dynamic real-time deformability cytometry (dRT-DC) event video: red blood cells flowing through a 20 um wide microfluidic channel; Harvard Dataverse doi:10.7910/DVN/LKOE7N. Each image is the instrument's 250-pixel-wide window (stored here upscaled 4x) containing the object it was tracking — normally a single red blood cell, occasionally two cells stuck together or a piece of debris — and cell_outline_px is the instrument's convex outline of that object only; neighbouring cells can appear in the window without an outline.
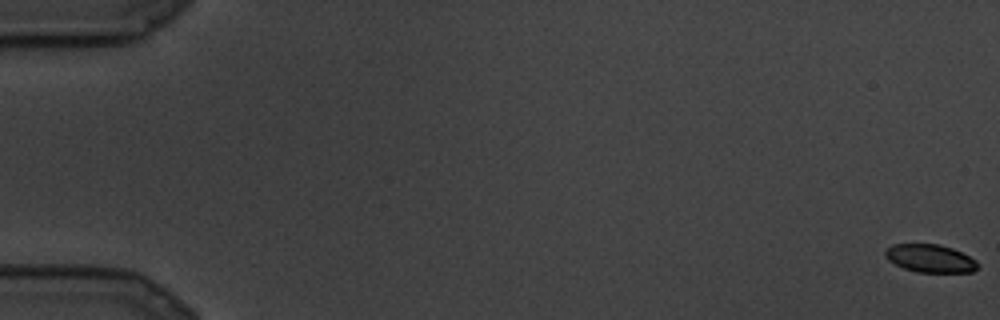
{"species": "common noctule bat (a hibernating species)", "species_latin": "Nyctalus noctula", "temperature_condition": "cold", "stored_images_in_passage": 11, "camera_frame_rate_fps": 3000, "um_per_image_px": 0.085, "animal": {"sex": "male", "body_mass_g": 19.5, "forearm_length_mm": 54.6}, "frame": {"image": 1, "passage_image": 1, "time_ms": 0.0, "image_size_px": [1000, 320], "cell_outline_px": [[980, 268], [972, 272], [916, 272], [904, 268], [888, 260], [884, 256], [884, 252], [892, 244], [940, 244], [952, 248], [976, 260], [980, 264]], "centroid_in_image_um": [79.09, 21.97], "position_along_channel_um": 5.9, "area_um2": 15.14}}
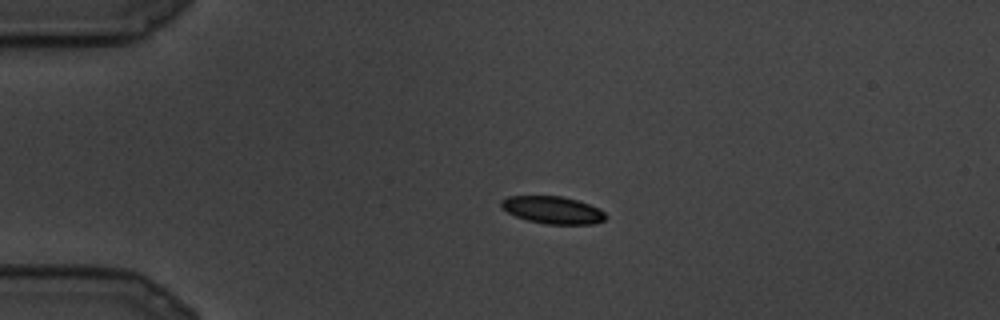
{"frame": {"image": 2, "passage_image": 7, "time_ms": 2.0, "image_size_px": [1000, 320], "cell_outline_px": [[608, 216], [604, 220], [592, 224], [548, 224], [528, 220], [516, 216], [500, 208], [500, 200], [508, 196], [564, 196], [600, 208]], "centroid_in_image_um": [46.97, 17.84], "position_along_channel_um": 38.0, "area_um2": 16.7}}
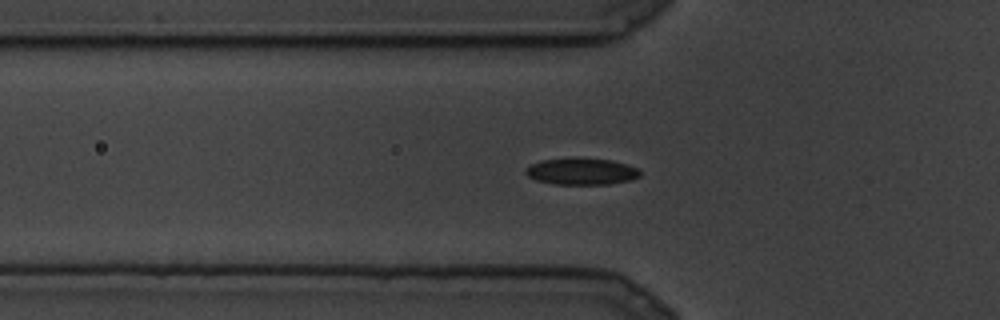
{"frame": {"image": 3, "passage_image": 10, "time_ms": 3.0, "image_size_px": [1000, 320], "cell_outline_px": [[640, 176], [628, 180], [608, 184], [556, 184], [536, 180], [528, 176], [524, 172], [532, 164], [540, 160], [572, 156], [580, 156], [612, 160], [628, 164], [636, 168], [640, 172]], "centroid_in_image_um": [49.41, 14.53], "position_along_channel_um": 76.4, "area_um2": 18.09}}